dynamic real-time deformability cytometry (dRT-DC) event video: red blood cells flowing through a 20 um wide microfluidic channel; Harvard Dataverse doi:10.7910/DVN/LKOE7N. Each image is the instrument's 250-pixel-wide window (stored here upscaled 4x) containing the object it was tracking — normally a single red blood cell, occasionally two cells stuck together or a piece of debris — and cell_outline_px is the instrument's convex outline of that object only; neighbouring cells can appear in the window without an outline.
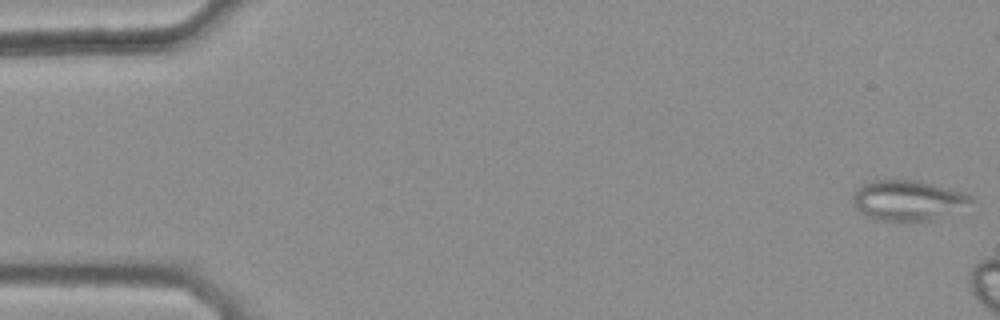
{"species": "common noctule bat (a hibernating species)", "species_latin": "Nyctalus noctula", "temperature_condition": "warm", "stored_images_in_passage": 9, "camera_frame_rate_fps": 3000, "um_per_image_px": 0.085, "animal": {"sex": "female", "body_mass_g": 25.1}, "frame": {"image": 1, "passage_image": 1, "time_ms": 0.0, "image_size_px": [1000, 320], "cell_outline_px": [[976, 200], [932, 220], [876, 220], [864, 216], [860, 212], [852, 200], [852, 196], [864, 184], [872, 180], [916, 180], [932, 184], [960, 192], [972, 196]], "centroid_in_image_um": [77.11, 17.02], "position_along_channel_um": 7.9, "area_um2": 26.93}}